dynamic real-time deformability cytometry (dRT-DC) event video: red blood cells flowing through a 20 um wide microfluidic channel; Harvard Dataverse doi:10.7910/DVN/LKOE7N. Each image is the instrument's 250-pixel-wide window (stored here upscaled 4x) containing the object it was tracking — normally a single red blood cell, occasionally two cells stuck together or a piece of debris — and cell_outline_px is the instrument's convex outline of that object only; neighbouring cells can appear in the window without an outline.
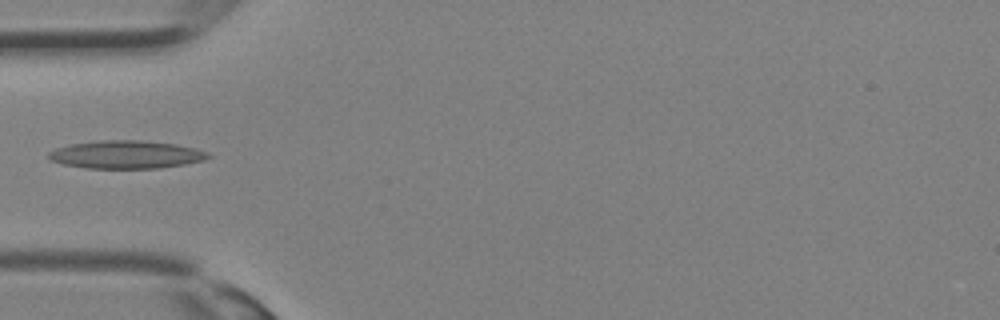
{"species": "Egyptian fruit bat (a non-hibernating species)", "species_latin": "Rousettus aegyptiacus", "temperature_condition": "room temperature", "stored_images_in_passage": 33, "camera_frame_rate_fps": 3000, "um_per_image_px": 0.085, "animal": {"sex": "female"}, "frame": {"image": 1, "passage_image": 11, "time_ms": 3.333, "image_size_px": [1000, 320], "cell_outline_px": [[212, 156], [204, 160], [184, 164], [160, 168], [88, 168], [64, 164], [52, 160], [48, 156], [48, 152], [56, 148], [72, 144], [96, 140], [140, 140], [176, 144], [196, 148], [208, 152]], "centroid_in_image_um": [10.76, 13.13], "position_along_channel_um": 74.2, "area_um2": 25.95}}
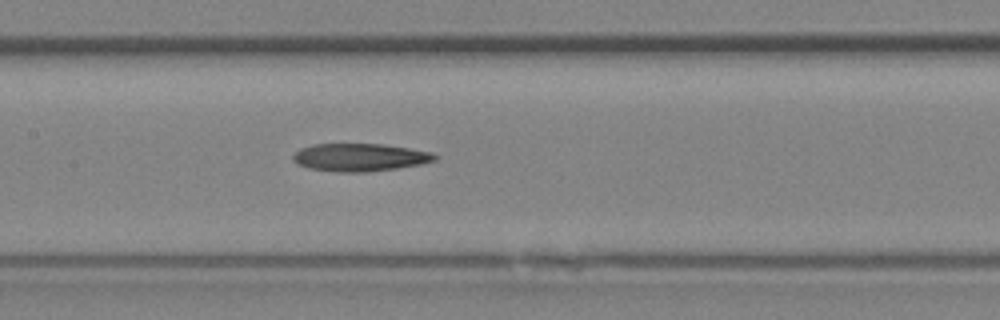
{"frame": {"image": 2, "passage_image": 16, "time_ms": 5.0, "image_size_px": [1000, 320], "cell_outline_px": [[440, 156], [436, 160], [420, 164], [396, 168], [368, 172], [336, 172], [308, 168], [292, 160], [292, 156], [300, 148], [312, 144], [384, 144], [432, 152]], "centroid_in_image_um": [30.59, 13.37], "position_along_channel_um": 176.8, "area_um2": 23.0}}
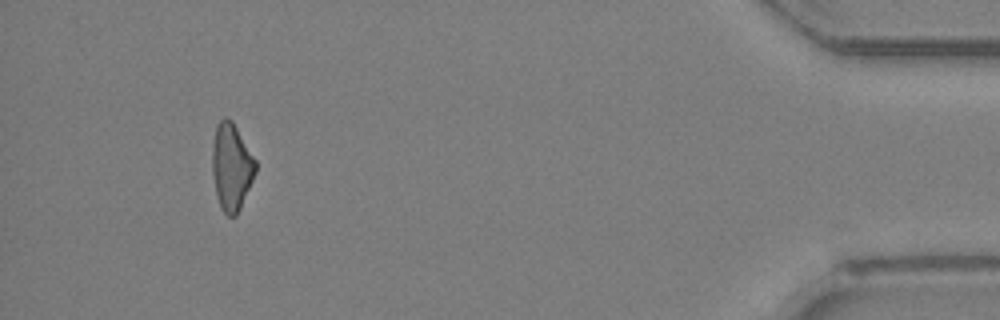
{"frame": {"image": 3, "passage_image": 31, "time_ms": 10.0, "image_size_px": [1000, 320], "cell_outline_px": [[256, 172], [240, 208], [236, 216], [228, 216], [220, 208], [216, 196], [212, 172], [212, 144], [216, 124], [224, 116], [228, 116], [232, 120], [256, 160]], "centroid_in_image_um": [19.65, 14.16], "position_along_channel_um": 415.5, "area_um2": 22.14}}